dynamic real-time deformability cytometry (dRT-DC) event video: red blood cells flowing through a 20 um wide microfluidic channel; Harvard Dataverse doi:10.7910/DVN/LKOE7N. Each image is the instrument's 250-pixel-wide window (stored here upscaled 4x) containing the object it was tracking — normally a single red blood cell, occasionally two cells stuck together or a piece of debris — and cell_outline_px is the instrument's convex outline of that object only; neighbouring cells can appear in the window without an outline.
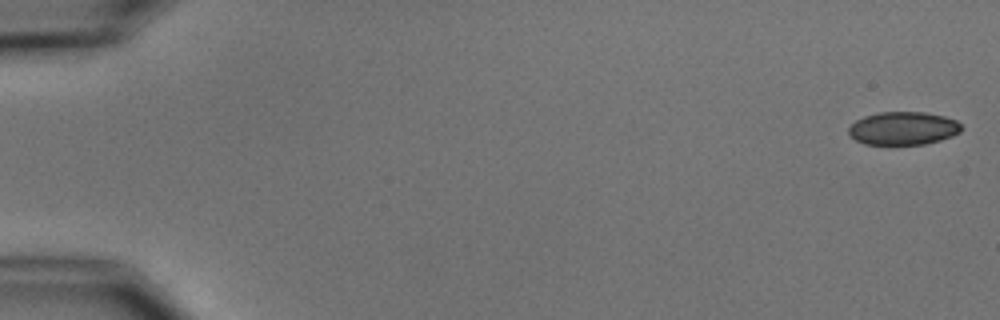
{"species": "common noctule bat (a hibernating species)", "species_latin": "Nyctalus noctula", "temperature_condition": "cold", "stored_images_in_passage": 7, "camera_frame_rate_fps": 3000, "um_per_image_px": 0.085, "animal": {"sex": "male", "body_mass_g": 15.6}, "frame": {"image": 1, "passage_image": 1, "time_ms": 0.0, "image_size_px": [1000, 320], "cell_outline_px": [[964, 128], [960, 132], [952, 136], [940, 140], [924, 144], [864, 144], [856, 140], [848, 132], [848, 128], [856, 120], [864, 116], [880, 112], [924, 112], [944, 116], [956, 120]], "centroid_in_image_um": [76.79, 10.9], "position_along_channel_um": 8.2, "area_um2": 21.73}}
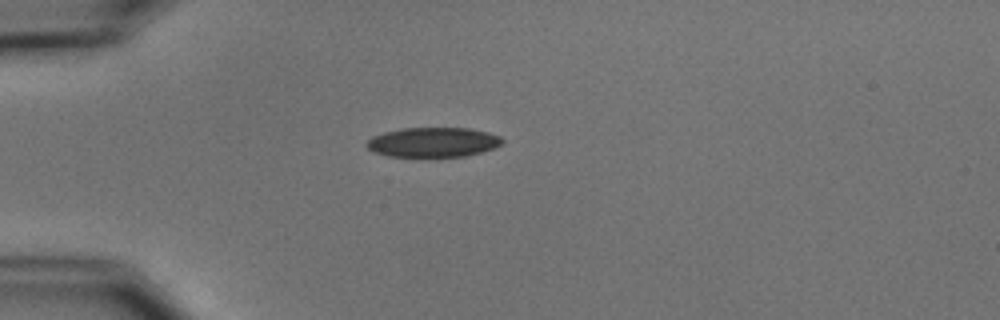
{"frame": {"image": 2, "passage_image": 4, "time_ms": 4.667, "image_size_px": [1000, 320], "cell_outline_px": [[504, 140], [496, 148], [464, 156], [388, 156], [376, 152], [368, 148], [364, 144], [372, 136], [384, 132], [404, 128], [468, 128], [488, 132], [500, 136]], "centroid_in_image_um": [36.82, 12.08], "position_along_channel_um": 48.2, "area_um2": 23.29}}